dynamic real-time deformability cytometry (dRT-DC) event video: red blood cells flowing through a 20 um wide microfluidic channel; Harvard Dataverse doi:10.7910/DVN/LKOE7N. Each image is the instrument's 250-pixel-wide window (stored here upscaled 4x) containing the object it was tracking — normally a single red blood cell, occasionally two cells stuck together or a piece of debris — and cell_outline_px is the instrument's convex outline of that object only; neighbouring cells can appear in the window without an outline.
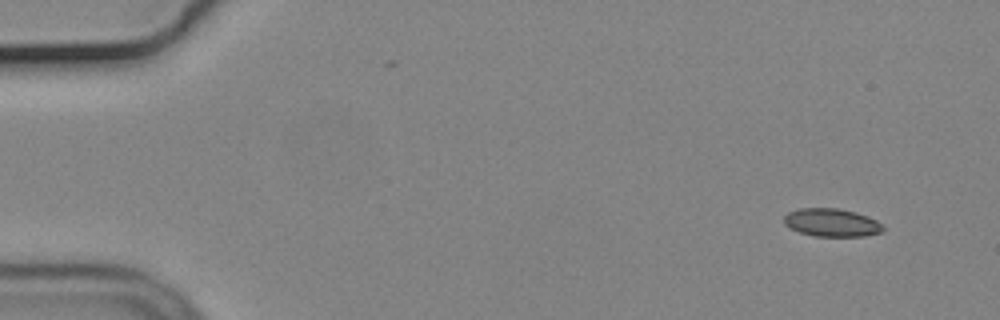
{"species": "common noctule bat (a hibernating species)", "species_latin": "Nyctalus noctula", "temperature_condition": "cold", "stored_images_in_passage": 2, "camera_frame_rate_fps": 3000, "um_per_image_px": 0.085, "animal": {"sex": "male", "body_mass_g": 19.2, "forearm_length_mm": 51.8}, "frame": {"image": 1, "passage_image": 2, "time_ms": 0.333, "image_size_px": [1000, 320], "cell_outline_px": [[884, 232], [864, 236], [812, 236], [800, 232], [784, 224], [784, 216], [788, 212], [800, 208], [836, 208], [856, 212], [868, 216], [876, 220], [884, 228]], "centroid_in_image_um": [70.7, 18.92], "position_along_channel_um": 14.3, "area_um2": 16.18}}